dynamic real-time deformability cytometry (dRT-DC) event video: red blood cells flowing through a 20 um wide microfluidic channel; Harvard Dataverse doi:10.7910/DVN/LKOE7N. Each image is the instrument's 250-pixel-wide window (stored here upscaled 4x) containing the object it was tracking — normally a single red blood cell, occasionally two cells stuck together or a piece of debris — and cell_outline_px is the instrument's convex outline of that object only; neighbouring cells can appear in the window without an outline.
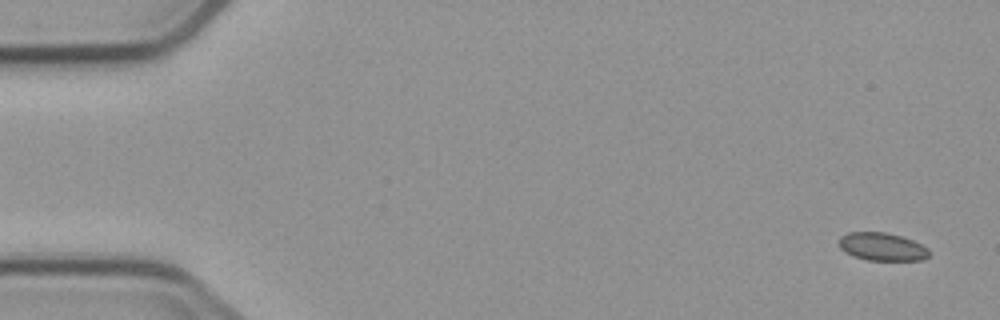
{"species": "common noctule bat (a hibernating species)", "species_latin": "Nyctalus noctula", "temperature_condition": "cold", "stored_images_in_passage": 5, "camera_frame_rate_fps": 3000, "um_per_image_px": 0.085, "animal": {"sex": "male", "body_mass_g": 23.1, "forearm_length_mm": 52.7}, "frame": {"image": 1, "passage_image": 1, "time_ms": 0.0, "image_size_px": [1000, 320], "cell_outline_px": [[928, 256], [920, 260], [868, 260], [844, 252], [840, 248], [840, 236], [848, 232], [884, 232], [900, 236], [912, 240], [928, 248]], "centroid_in_image_um": [74.96, 20.96], "position_along_channel_um": 10.0, "area_um2": 14.45}}